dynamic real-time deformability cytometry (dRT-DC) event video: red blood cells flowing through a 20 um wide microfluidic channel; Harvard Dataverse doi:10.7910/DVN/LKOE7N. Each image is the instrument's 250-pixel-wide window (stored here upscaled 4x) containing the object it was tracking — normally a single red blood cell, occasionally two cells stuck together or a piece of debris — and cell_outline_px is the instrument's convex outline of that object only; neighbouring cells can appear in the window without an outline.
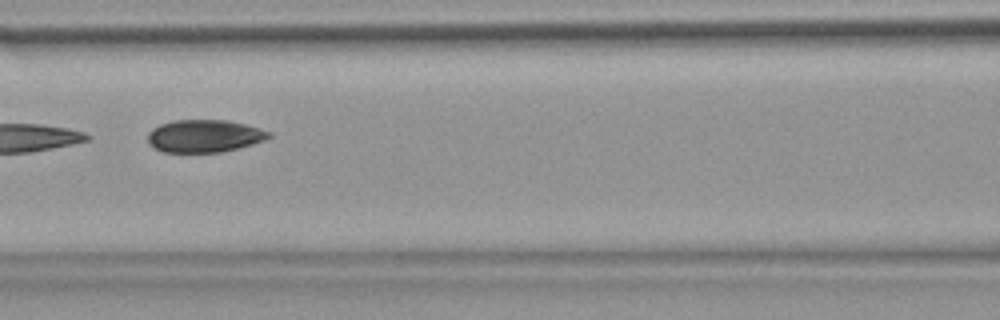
{"species": "common noctule bat (a hibernating species)", "species_latin": "Nyctalus noctula", "temperature_condition": "warm", "stored_images_in_passage": 5, "camera_frame_rate_fps": 3000, "um_per_image_px": 0.085, "animal": {"sex": "female", "body_mass_g": 18.4}, "frame": {"image": 1, "passage_image": 4, "time_ms": 1.0, "image_size_px": [1000, 320], "cell_outline_px": [[272, 136], [264, 140], [252, 144], [220, 152], [164, 152], [148, 144], [148, 132], [152, 128], [160, 124], [176, 120], [228, 120], [244, 124], [272, 132]], "centroid_in_image_um": [17.35, 11.55], "position_along_channel_um": 149.2, "area_um2": 22.89}}